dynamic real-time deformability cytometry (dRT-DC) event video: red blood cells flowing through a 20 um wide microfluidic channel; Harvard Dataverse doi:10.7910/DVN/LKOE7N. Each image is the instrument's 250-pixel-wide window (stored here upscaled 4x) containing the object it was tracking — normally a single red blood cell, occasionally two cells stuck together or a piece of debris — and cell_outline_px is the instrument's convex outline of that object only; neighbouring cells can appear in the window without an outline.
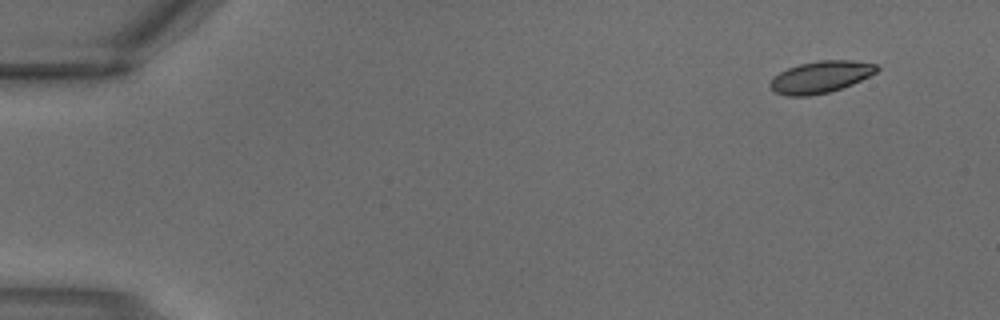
{"species": "common noctule bat (a hibernating species)", "species_latin": "Nyctalus noctula", "temperature_condition": "warm", "stored_images_in_passage": 3, "camera_frame_rate_fps": 3000, "um_per_image_px": 0.085, "animal": {"sex": "male", "body_mass_g": 18.8}, "frame": {"image": 1, "passage_image": 1, "time_ms": 0.0, "image_size_px": [1000, 320], "cell_outline_px": [[880, 68], [876, 72], [852, 84], [828, 92], [808, 96], [788, 96], [772, 92], [768, 88], [768, 84], [772, 76], [788, 68], [800, 64], [820, 60], [852, 60], [876, 64]], "centroid_in_image_um": [69.68, 6.55], "position_along_channel_um": 15.3, "area_um2": 19.88}}
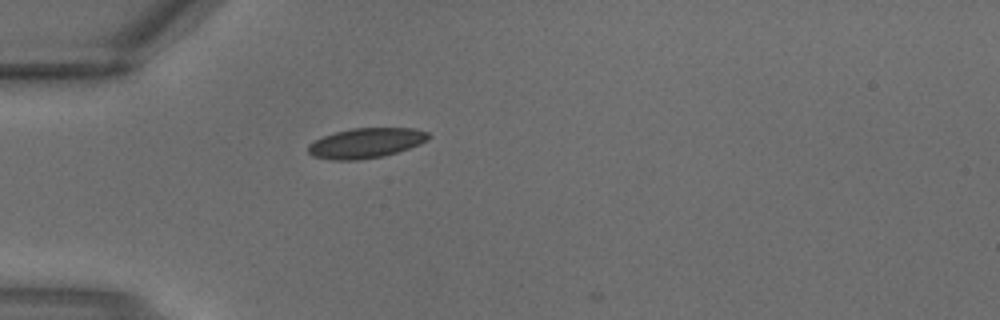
{"frame": {"image": 2, "passage_image": 3, "time_ms": 0.667, "image_size_px": [1000, 320], "cell_outline_px": [[428, 140], [420, 144], [396, 152], [380, 156], [356, 160], [332, 160], [312, 156], [308, 152], [308, 144], [324, 136], [336, 132], [352, 128], [416, 128], [428, 132]], "centroid_in_image_um": [31.09, 12.15], "position_along_channel_um": 53.9, "area_um2": 20.81}}